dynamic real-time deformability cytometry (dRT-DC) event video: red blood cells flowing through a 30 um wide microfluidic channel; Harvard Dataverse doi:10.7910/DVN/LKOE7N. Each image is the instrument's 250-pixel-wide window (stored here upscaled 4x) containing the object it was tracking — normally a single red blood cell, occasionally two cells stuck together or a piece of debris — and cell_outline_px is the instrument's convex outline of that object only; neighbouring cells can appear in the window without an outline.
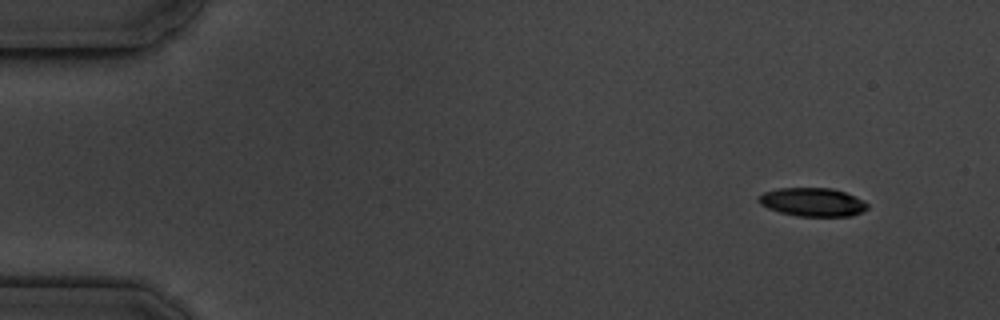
{"species": "common noctule bat (a hibernating species)", "species_latin": "Nyctalus noctula", "temperature_condition": "cold", "stored_images_in_passage": 16, "camera_frame_rate_fps": 3000, "um_per_image_px": 0.085, "animal": {"sex": "male", "body_mass_g": 19.5, "forearm_length_mm": 54.6}, "frame": {"image": 1, "passage_image": 1, "time_ms": 0.0, "image_size_px": [1000, 320], "cell_outline_px": [[868, 208], [852, 216], [800, 216], [780, 212], [768, 208], [760, 204], [756, 200], [756, 196], [764, 192], [776, 188], [832, 188], [844, 192], [864, 200], [868, 204]], "centroid_in_image_um": [69.03, 17.17], "position_along_channel_um": 16.0, "area_um2": 18.15}}
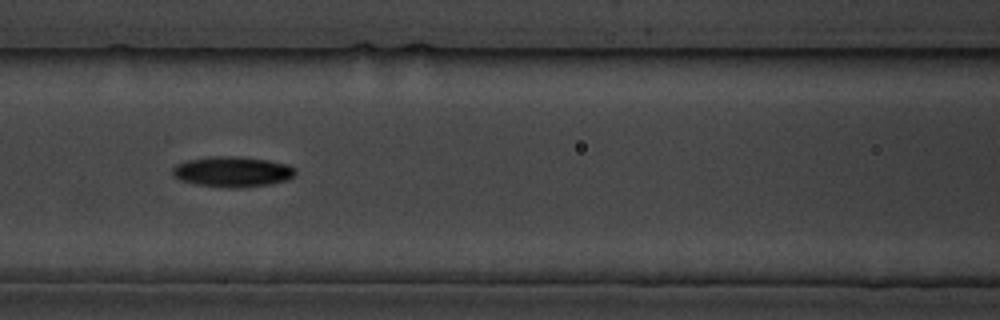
{"frame": {"image": 2, "passage_image": 7, "time_ms": 6.667, "image_size_px": [1000, 320], "cell_outline_px": [[296, 172], [288, 180], [272, 184], [240, 188], [232, 188], [196, 184], [180, 180], [172, 176], [172, 168], [176, 164], [188, 160], [208, 156], [240, 156], [268, 160], [288, 164], [296, 168]], "centroid_in_image_um": [19.76, 14.59], "position_along_channel_um": 146.8, "area_um2": 22.08}}
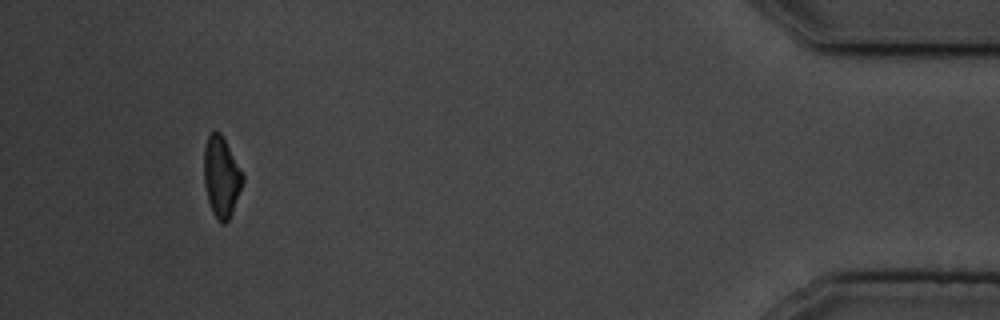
{"frame": {"image": 3, "passage_image": 15, "time_ms": 16.0, "image_size_px": [1000, 320], "cell_outline_px": [[244, 180], [232, 212], [228, 220], [224, 224], [220, 224], [212, 212], [208, 200], [204, 184], [204, 148], [208, 136], [216, 128], [220, 132], [244, 172]], "centroid_in_image_um": [18.82, 15.01], "position_along_channel_um": 416.4, "area_um2": 18.38}, "authors_computed_cell_mechanics": {"area_um2": 19.4208, "velocity_mm_per_s": 3.5841, "shape_relaxation_time_tau1_ms": 4.641, "shape_relaxation_time_tau2_ms": null, "deformation_change_tau1": 0.1459, "deformation_change_tau2": null}}